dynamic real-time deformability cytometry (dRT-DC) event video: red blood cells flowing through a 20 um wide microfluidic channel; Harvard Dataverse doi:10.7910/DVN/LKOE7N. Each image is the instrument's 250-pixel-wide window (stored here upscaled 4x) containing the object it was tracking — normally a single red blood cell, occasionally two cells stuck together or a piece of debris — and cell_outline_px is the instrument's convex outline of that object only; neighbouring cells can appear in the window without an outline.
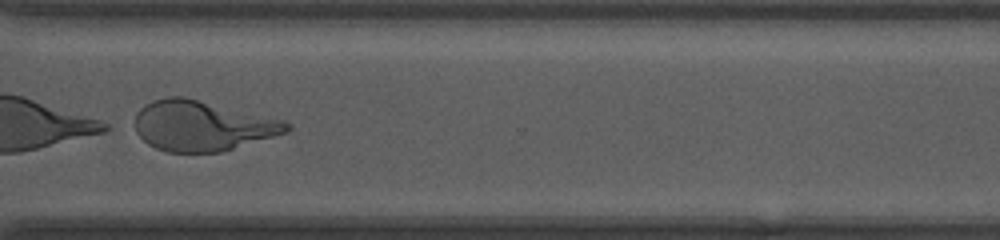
{"species": "human", "species_latin": "Homo sapiens", "temperature_condition": "room temperature", "stored_images_in_passage": 49, "camera_frame_rate_fps": 3000, "um_per_image_px": 0.085, "donor": {"sex": "female"}, "frame": {"image": 1, "passage_image": 38, "time_ms": 12.333, "image_size_px": [1000, 240], "cell_outline_px": [[292, 128], [288, 132], [220, 152], [168, 152], [156, 148], [148, 144], [136, 132], [136, 112], [144, 104], [152, 100], [168, 96], [184, 96], [284, 120], [292, 124]], "centroid_in_image_um": [17.19, 10.68], "position_along_channel_um": 353.4, "area_um2": 44.39}}